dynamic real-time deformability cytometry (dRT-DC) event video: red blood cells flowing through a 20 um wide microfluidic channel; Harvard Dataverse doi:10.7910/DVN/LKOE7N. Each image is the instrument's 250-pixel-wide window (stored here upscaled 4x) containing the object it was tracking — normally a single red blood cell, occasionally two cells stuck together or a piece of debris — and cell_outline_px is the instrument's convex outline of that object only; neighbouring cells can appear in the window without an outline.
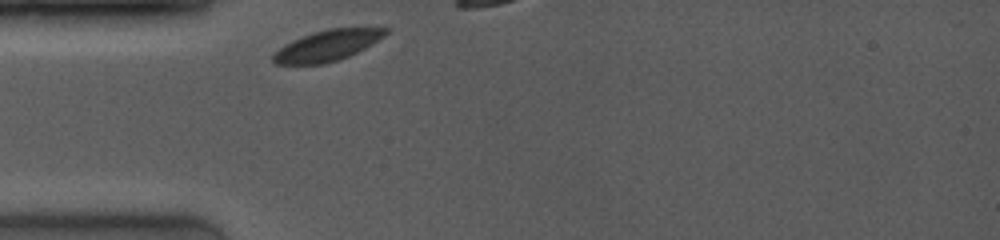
{"species": "common noctule bat (a hibernating species)", "species_latin": "Nyctalus noctula", "temperature_condition": "room temperature", "stored_images_in_passage": 6, "camera_frame_rate_fps": 4000, "um_per_image_px": 0.085, "animal": {"sex": "female", "body_mass_g": 19.0, "forearm_length_mm": 53.3}, "frame": {"image": 1, "passage_image": 1, "time_ms": 0.0, "image_size_px": [1000, 240], "cell_outline_px": [[392, 28], [384, 36], [372, 44], [348, 56], [324, 64], [276, 64], [272, 60], [272, 56], [284, 44], [300, 36], [312, 32], [328, 28]], "centroid_in_image_um": [27.81, 3.86], "position_along_channel_um": 57.2, "area_um2": 20.06}}